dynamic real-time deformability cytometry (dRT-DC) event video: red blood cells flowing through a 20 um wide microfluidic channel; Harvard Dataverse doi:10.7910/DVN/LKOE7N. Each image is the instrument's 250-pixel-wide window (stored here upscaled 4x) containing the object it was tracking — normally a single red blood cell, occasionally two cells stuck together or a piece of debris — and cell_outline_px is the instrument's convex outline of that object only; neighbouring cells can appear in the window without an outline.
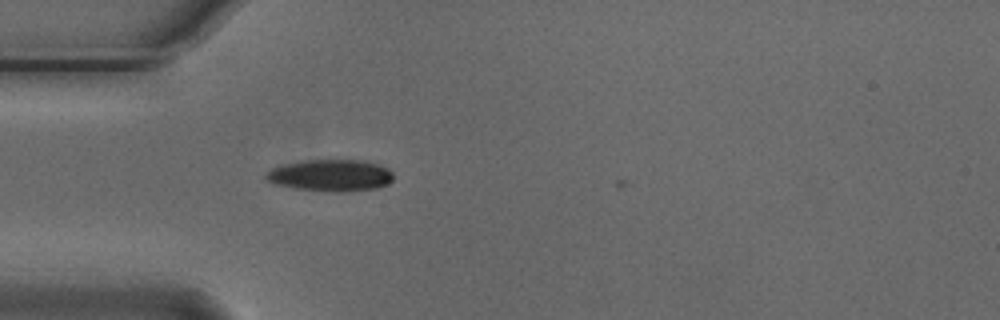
{"species": "Egyptian fruit bat (a non-hibernating species)", "species_latin": "Rousettus aegyptiacus", "temperature_condition": "cold", "stored_images_in_passage": 2, "camera_frame_rate_fps": 3000, "um_per_image_px": 0.085, "animal": {"sex": "male"}, "frame": {"image": 1, "passage_image": 2, "time_ms": 0.333, "image_size_px": [1000, 320], "cell_outline_px": [[392, 180], [388, 184], [376, 188], [344, 192], [336, 192], [296, 188], [276, 184], [268, 180], [264, 176], [272, 168], [284, 164], [308, 160], [364, 160], [388, 168], [392, 172]], "centroid_in_image_um": [28.13, 14.9], "position_along_channel_um": 56.9, "area_um2": 23.35}}